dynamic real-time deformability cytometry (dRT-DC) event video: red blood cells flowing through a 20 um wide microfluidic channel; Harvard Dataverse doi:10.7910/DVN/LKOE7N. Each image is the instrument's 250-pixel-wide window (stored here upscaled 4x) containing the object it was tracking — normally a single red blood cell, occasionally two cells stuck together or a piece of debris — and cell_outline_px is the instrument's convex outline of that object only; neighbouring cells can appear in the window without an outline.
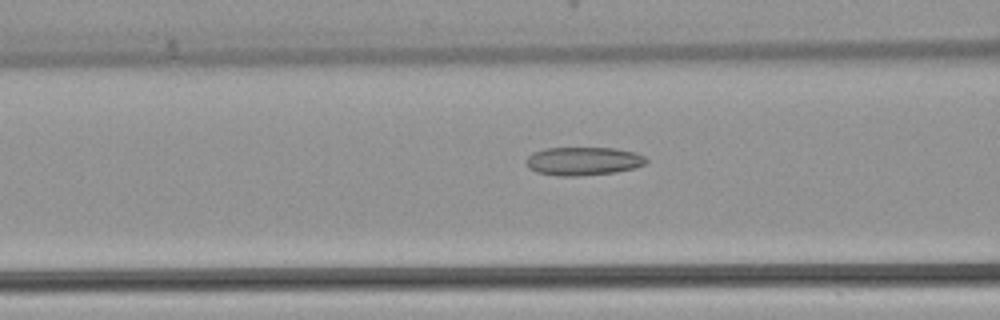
{"species": "common noctule bat (a hibernating species)", "species_latin": "Nyctalus noctula", "temperature_condition": "warm", "stored_images_in_passage": 20, "camera_frame_rate_fps": 3000, "um_per_image_px": 0.085, "animal": {"sex": "female", "body_mass_g": 22.7, "forearm_length_mm": 54.2}, "frame": {"image": 1, "passage_image": 8, "time_ms": 2.333, "image_size_px": [1000, 320], "cell_outline_px": [[648, 160], [644, 164], [636, 168], [616, 172], [580, 176], [560, 176], [536, 172], [528, 168], [524, 160], [532, 152], [544, 148], [616, 148], [636, 152], [644, 156]], "centroid_in_image_um": [49.56, 13.69], "position_along_channel_um": 117.0, "area_um2": 20.11}}
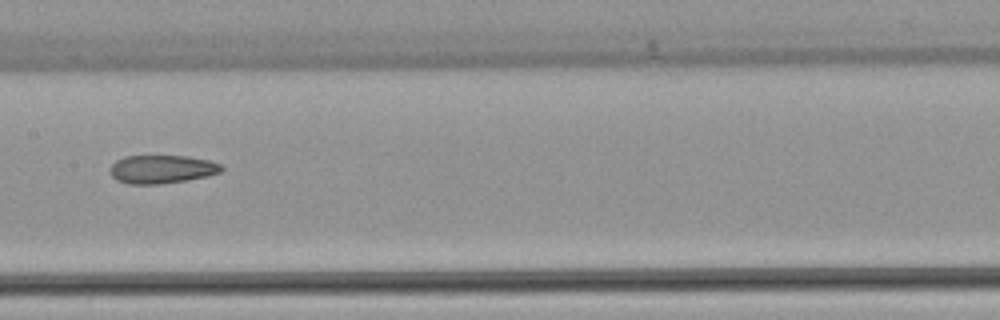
{"frame": {"image": 2, "passage_image": 13, "time_ms": 4.0, "image_size_px": [1000, 320], "cell_outline_px": [[224, 168], [220, 172], [208, 176], [160, 184], [128, 184], [116, 180], [112, 176], [108, 168], [116, 160], [124, 156], [188, 156], [208, 160], [220, 164]], "centroid_in_image_um": [13.72, 14.38], "position_along_channel_um": 193.7, "area_um2": 18.44}}
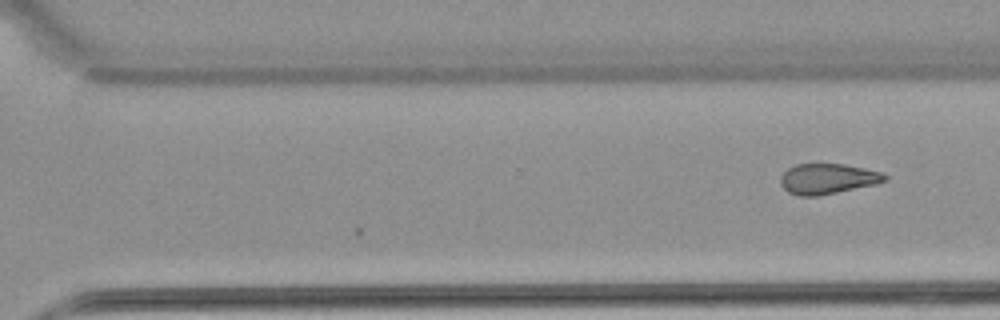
{"frame": {"image": 3, "passage_image": 20, "time_ms": 6.333, "image_size_px": [1000, 320], "cell_outline_px": [[888, 180], [876, 184], [816, 196], [800, 196], [788, 192], [780, 184], [780, 176], [788, 168], [796, 164], [844, 164], [864, 168], [880, 172], [888, 176]], "centroid_in_image_um": [70.34, 15.19], "position_along_channel_um": 300.3, "area_um2": 18.38}}